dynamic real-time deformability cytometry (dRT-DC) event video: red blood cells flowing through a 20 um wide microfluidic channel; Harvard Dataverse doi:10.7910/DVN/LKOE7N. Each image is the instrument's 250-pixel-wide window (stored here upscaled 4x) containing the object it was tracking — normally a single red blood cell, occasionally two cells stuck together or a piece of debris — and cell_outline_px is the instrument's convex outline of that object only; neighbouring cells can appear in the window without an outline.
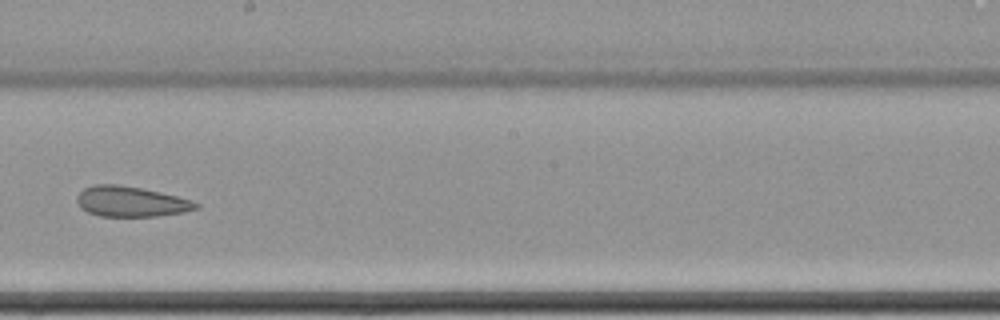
{"species": "common noctule bat (a hibernating species)", "species_latin": "Nyctalus noctula", "temperature_condition": "cold", "stored_images_in_passage": 16, "camera_frame_rate_fps": 3000, "um_per_image_px": 0.085, "animal": {"sex": "female", "body_mass_g": 22.7, "forearm_length_mm": 54.2}, "frame": {"image": 1, "passage_image": 10, "time_ms": 3.0, "image_size_px": [1000, 320], "cell_outline_px": [[200, 208], [184, 212], [160, 216], [100, 216], [88, 212], [80, 208], [76, 200], [76, 196], [84, 188], [92, 184], [116, 184], [140, 188], [160, 192], [192, 200], [200, 204]], "centroid_in_image_um": [11.12, 17.13], "position_along_channel_um": 237.1, "area_um2": 21.15}}
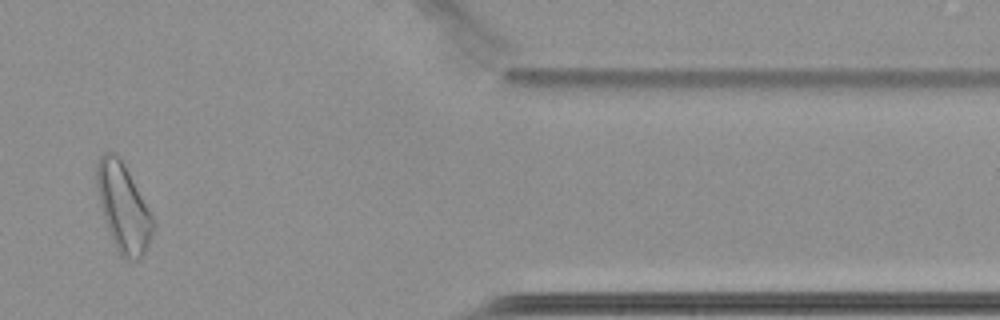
{"frame": {"image": 2, "passage_image": 14, "time_ms": 4.333, "image_size_px": [1000, 320], "cell_outline_px": [[156, 224], [148, 244], [140, 260], [128, 260], [120, 256], [112, 240], [100, 204], [96, 184], [96, 164], [100, 156], [104, 152], [116, 152], [124, 164], [148, 208]], "centroid_in_image_um": [10.47, 17.64], "position_along_channel_um": 400.9, "area_um2": 28.61}}